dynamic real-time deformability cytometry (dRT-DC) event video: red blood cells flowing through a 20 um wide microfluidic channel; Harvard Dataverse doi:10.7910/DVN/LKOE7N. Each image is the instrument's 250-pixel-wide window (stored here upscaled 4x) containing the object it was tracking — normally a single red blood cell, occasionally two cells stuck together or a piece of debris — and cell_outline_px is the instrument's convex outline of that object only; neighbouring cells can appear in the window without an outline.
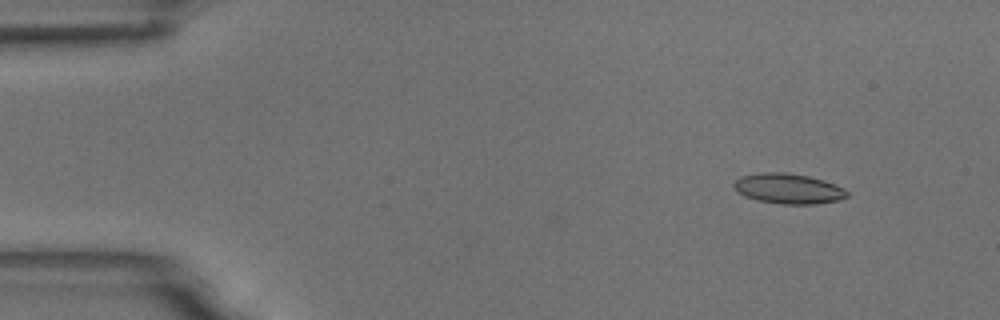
{"species": "common noctule bat (a hibernating species)", "species_latin": "Nyctalus noctula", "temperature_condition": "room temperature", "stored_images_in_passage": 4, "camera_frame_rate_fps": 3000, "um_per_image_px": 0.085, "animal": {"sex": "male", "body_mass_g": 18.8}, "frame": {"image": 1, "passage_image": 2, "time_ms": 0.333, "image_size_px": [1000, 320], "cell_outline_px": [[848, 196], [840, 200], [816, 204], [784, 204], [756, 200], [744, 196], [732, 184], [740, 176], [760, 172], [784, 172], [808, 176], [824, 180], [844, 188], [848, 192]], "centroid_in_image_um": [67.02, 16.03], "position_along_channel_um": 18.0, "area_um2": 19.94}}